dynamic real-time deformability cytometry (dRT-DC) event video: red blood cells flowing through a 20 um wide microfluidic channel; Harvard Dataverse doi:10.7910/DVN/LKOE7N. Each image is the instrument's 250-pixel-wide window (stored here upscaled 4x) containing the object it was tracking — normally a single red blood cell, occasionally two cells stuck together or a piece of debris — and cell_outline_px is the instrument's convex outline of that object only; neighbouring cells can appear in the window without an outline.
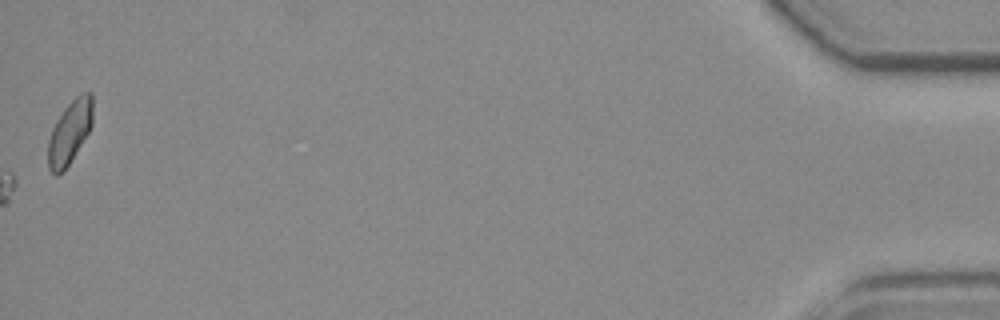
{"species": "common noctule bat (a hibernating species)", "species_latin": "Nyctalus noctula", "temperature_condition": "room temperature", "stored_images_in_passage": 52, "camera_frame_rate_fps": 3000, "um_per_image_px": 0.085, "animal": {"sex": "female", "body_mass_g": 19.3, "forearm_length_mm": 54.1}, "frame": {"image": 1, "passage_image": 52, "time_ms": 17.0, "image_size_px": [1000, 320], "cell_outline_px": [[92, 124], [88, 132], [64, 172], [56, 176], [48, 168], [48, 140], [52, 128], [56, 120], [64, 108], [76, 96], [84, 92], [92, 92]], "centroid_in_image_um": [5.9, 11.25], "position_along_channel_um": 429.3, "area_um2": 16.42}}